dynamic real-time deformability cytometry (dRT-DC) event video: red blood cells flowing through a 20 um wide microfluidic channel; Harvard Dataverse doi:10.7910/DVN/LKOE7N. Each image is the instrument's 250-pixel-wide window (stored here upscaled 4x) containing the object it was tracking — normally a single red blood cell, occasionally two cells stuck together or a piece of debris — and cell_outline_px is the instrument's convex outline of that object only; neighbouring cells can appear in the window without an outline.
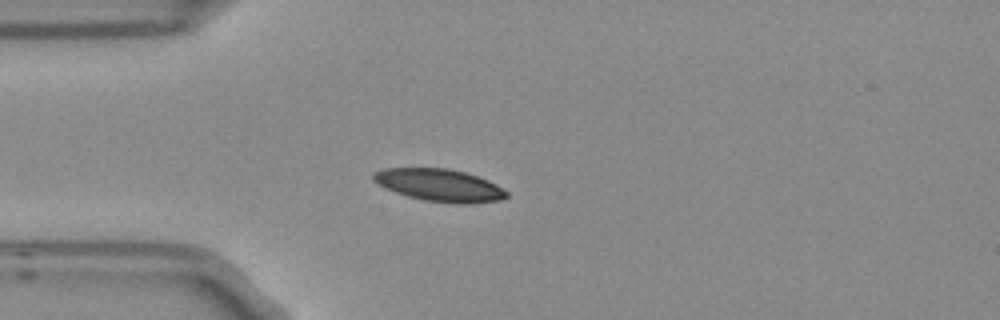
{"species": "Egyptian fruit bat (a non-hibernating species)", "species_latin": "Rousettus aegyptiacus", "temperature_condition": "room temperature", "stored_images_in_passage": 4, "camera_frame_rate_fps": 3000, "um_per_image_px": 0.085, "frame": {"image": 1, "passage_image": 3, "time_ms": 0.667, "image_size_px": [1000, 320], "cell_outline_px": [[508, 196], [504, 200], [468, 204], [456, 204], [424, 200], [408, 196], [384, 188], [372, 180], [372, 172], [384, 168], [448, 168], [464, 172], [488, 180], [496, 184], [508, 192]], "centroid_in_image_um": [37.36, 15.75], "position_along_channel_um": 47.6, "area_um2": 25.37}}